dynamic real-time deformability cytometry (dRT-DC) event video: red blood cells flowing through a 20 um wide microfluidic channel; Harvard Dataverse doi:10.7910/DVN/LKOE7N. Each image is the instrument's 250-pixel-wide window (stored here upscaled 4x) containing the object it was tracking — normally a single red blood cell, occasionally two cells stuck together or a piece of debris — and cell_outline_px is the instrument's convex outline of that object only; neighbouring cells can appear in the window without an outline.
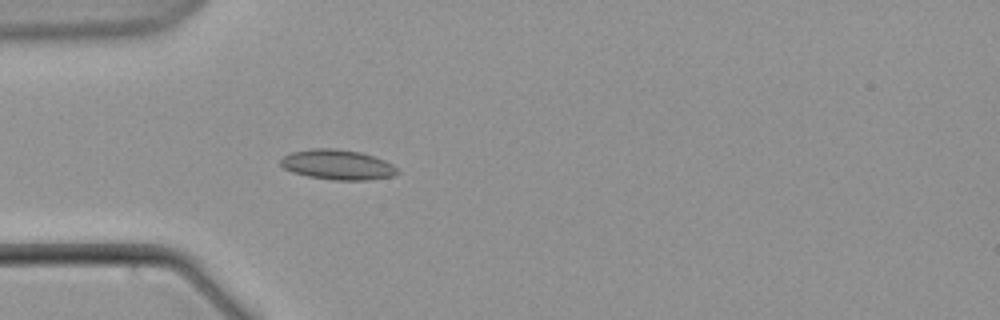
{"species": "common noctule bat (a hibernating species)", "species_latin": "Nyctalus noctula", "temperature_condition": "warm", "stored_images_in_passage": 2, "camera_frame_rate_fps": 3000, "um_per_image_px": 0.085, "animal": {"sex": "male", "body_mass_g": 21.5, "forearm_length_mm": 52.0}, "frame": {"image": 1, "passage_image": 2, "time_ms": 1.0, "image_size_px": [1000, 320], "cell_outline_px": [[400, 172], [396, 176], [368, 180], [332, 180], [308, 176], [292, 172], [284, 168], [280, 164], [280, 160], [284, 156], [292, 152], [312, 148], [332, 148], [360, 152], [384, 160], [392, 164]], "centroid_in_image_um": [28.7, 14.01], "position_along_channel_um": 56.3, "area_um2": 20.46}}